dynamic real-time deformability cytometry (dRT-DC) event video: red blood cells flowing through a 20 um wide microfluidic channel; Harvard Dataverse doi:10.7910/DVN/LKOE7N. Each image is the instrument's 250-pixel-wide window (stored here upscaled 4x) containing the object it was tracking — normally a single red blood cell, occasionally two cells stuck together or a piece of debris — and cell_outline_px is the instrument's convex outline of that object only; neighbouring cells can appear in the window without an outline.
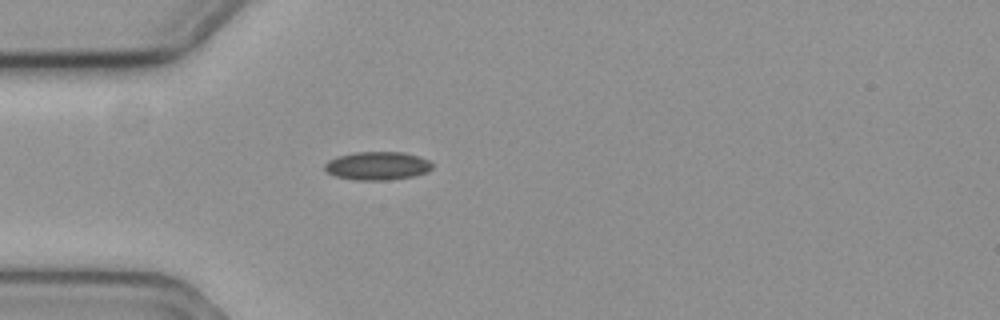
{"species": "common noctule bat (a hibernating species)", "species_latin": "Nyctalus noctula", "temperature_condition": "cold", "stored_images_in_passage": 1, "camera_frame_rate_fps": 3000, "um_per_image_px": 0.085, "animal": {"sex": "female", "body_mass_g": 19.3, "forearm_length_mm": 54.1}, "frame": {"image": 1, "passage_image": 1, "time_ms": 0.0, "image_size_px": [1000, 320], "cell_outline_px": [[432, 168], [428, 172], [416, 176], [388, 180], [356, 180], [336, 176], [328, 172], [324, 168], [324, 164], [328, 160], [336, 156], [356, 152], [404, 152], [420, 156], [428, 160], [432, 164]], "centroid_in_image_um": [32.1, 14.09], "position_along_channel_um": 52.9, "area_um2": 17.92}}